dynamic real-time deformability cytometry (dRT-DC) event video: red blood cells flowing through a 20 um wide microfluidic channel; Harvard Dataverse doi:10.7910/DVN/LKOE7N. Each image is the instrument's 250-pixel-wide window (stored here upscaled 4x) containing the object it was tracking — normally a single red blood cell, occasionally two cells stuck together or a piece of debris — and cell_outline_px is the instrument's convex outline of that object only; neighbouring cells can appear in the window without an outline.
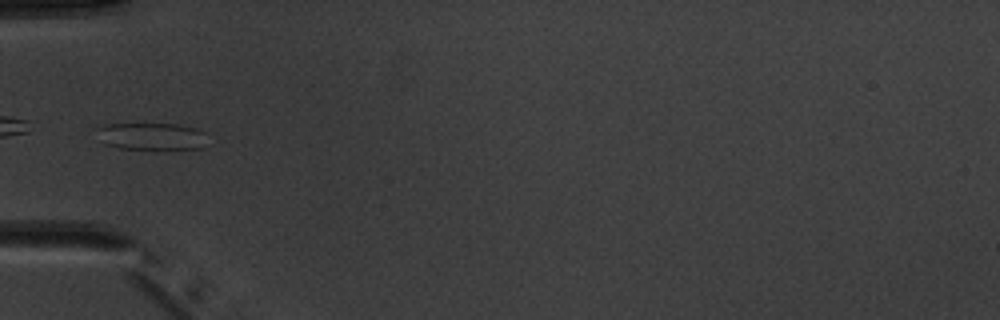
{"species": "common noctule bat (a hibernating species)", "species_latin": "Nyctalus noctula", "temperature_condition": "warm", "stored_images_in_passage": 5, "camera_frame_rate_fps": 3000, "um_per_image_px": 0.085, "animal": {"sex": "male", "body_mass_g": 20.1, "forearm_length_mm": 53.5}, "frame": {"image": 1, "passage_image": 5, "time_ms": 5.667, "image_size_px": [1000, 320], "cell_outline_px": [[204, 132], [200, 148], [156, 152], [120, 148], [104, 144], [96, 128], [104, 124], [176, 124], [196, 128]], "centroid_in_image_um": [12.84, 11.63], "position_along_channel_um": 72.2, "area_um2": 17.98}}